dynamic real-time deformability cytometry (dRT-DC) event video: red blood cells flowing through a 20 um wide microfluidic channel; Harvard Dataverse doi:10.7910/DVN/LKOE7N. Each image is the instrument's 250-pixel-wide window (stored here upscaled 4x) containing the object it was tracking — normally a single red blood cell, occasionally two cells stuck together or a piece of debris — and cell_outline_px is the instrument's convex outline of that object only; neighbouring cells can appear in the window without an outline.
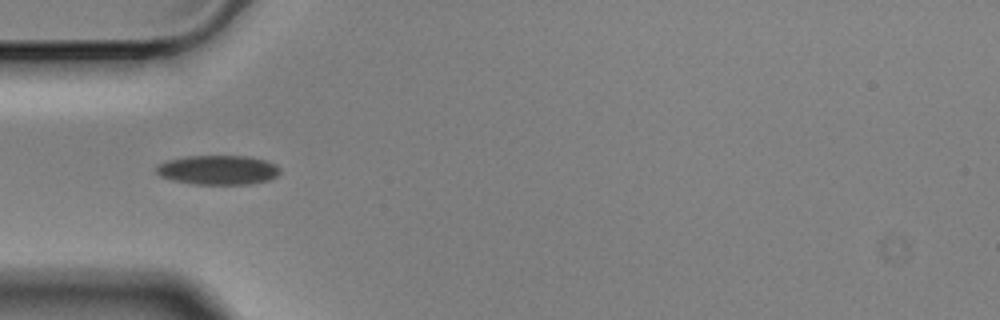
{"species": "Egyptian fruit bat (a non-hibernating species)", "species_latin": "Rousettus aegyptiacus", "temperature_condition": "cold", "stored_images_in_passage": 5, "camera_frame_rate_fps": 3000, "um_per_image_px": 0.085, "animal": {"sex": "male"}, "frame": {"image": 1, "passage_image": 4, "time_ms": 1.0, "image_size_px": [1000, 320], "cell_outline_px": [[280, 172], [276, 176], [268, 180], [252, 184], [196, 184], [172, 180], [160, 176], [156, 172], [156, 164], [168, 160], [184, 156], [248, 156], [264, 160], [276, 164], [280, 168]], "centroid_in_image_um": [18.52, 14.44], "position_along_channel_um": 66.5, "area_um2": 21.27}}
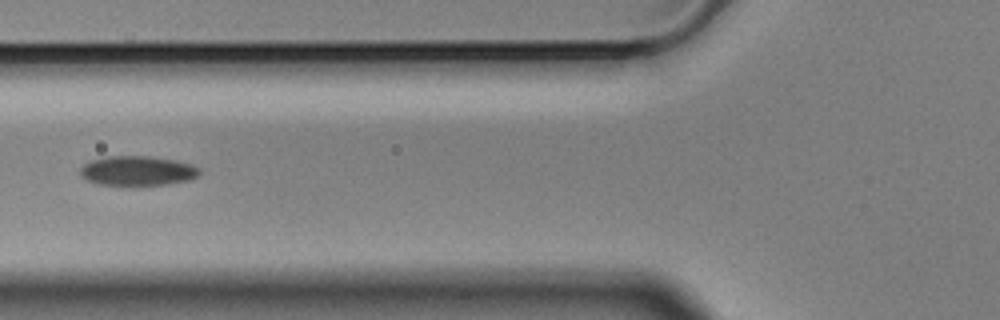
{"frame": {"image": 2, "passage_image": 5, "time_ms": 1.333, "image_size_px": [1000, 320], "cell_outline_px": [[200, 172], [192, 180], [168, 184], [96, 184], [80, 176], [80, 168], [88, 160], [108, 156], [152, 156], [176, 160], [192, 164], [200, 168]], "centroid_in_image_um": [11.69, 14.5], "position_along_channel_um": 114.1, "area_um2": 20.63}}